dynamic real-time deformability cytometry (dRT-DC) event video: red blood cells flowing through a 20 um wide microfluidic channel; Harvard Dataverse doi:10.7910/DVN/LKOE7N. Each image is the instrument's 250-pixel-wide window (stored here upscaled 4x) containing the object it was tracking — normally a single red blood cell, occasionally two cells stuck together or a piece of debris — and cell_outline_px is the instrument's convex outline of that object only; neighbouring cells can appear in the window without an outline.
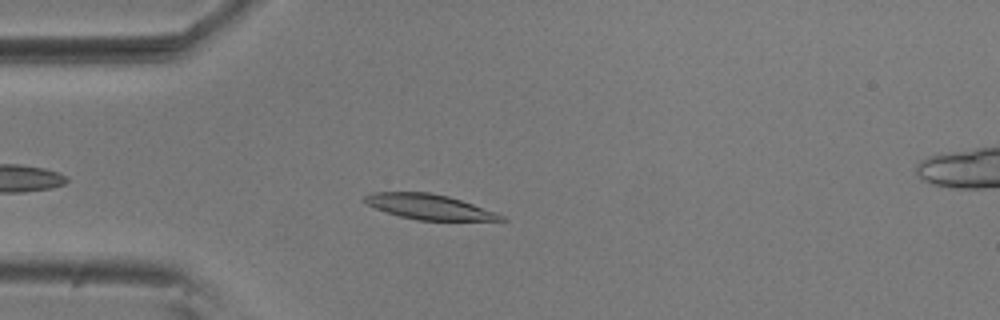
{"species": "common noctule bat (a hibernating species)", "species_latin": "Nyctalus noctula", "temperature_condition": "room temperature", "stored_images_in_passage": 40, "camera_frame_rate_fps": 3000, "um_per_image_px": 0.085, "animal": {"sex": "male", "body_mass_g": 20.5, "forearm_length_mm": 52.5}, "frame": {"image": 1, "passage_image": 6, "time_ms": 1.667, "image_size_px": [1000, 320], "cell_outline_px": [[508, 220], [416, 220], [400, 216], [376, 208], [360, 200], [364, 196], [372, 192], [428, 192], [448, 196], [496, 212], [504, 216]], "centroid_in_image_um": [36.44, 17.57], "position_along_channel_um": 48.6, "area_um2": 19.71}}
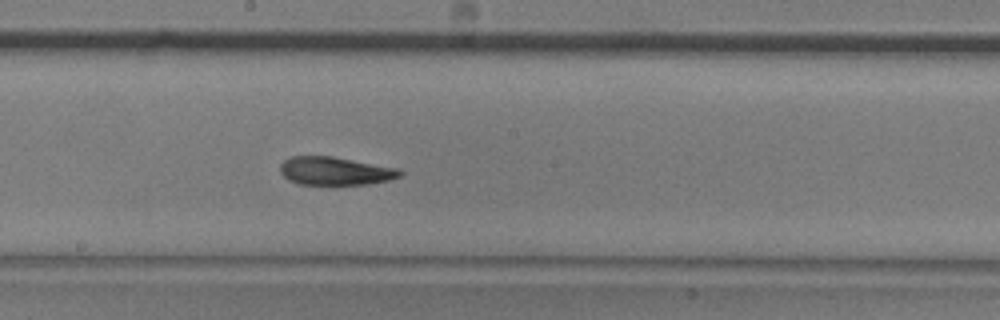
{"frame": {"image": 2, "passage_image": 21, "time_ms": 6.667, "image_size_px": [1000, 320], "cell_outline_px": [[404, 172], [400, 176], [388, 180], [368, 184], [300, 184], [288, 180], [280, 172], [280, 164], [284, 160], [292, 156], [332, 156], [400, 168]], "centroid_in_image_um": [28.5, 14.52], "position_along_channel_um": 219.7, "area_um2": 19.71}}
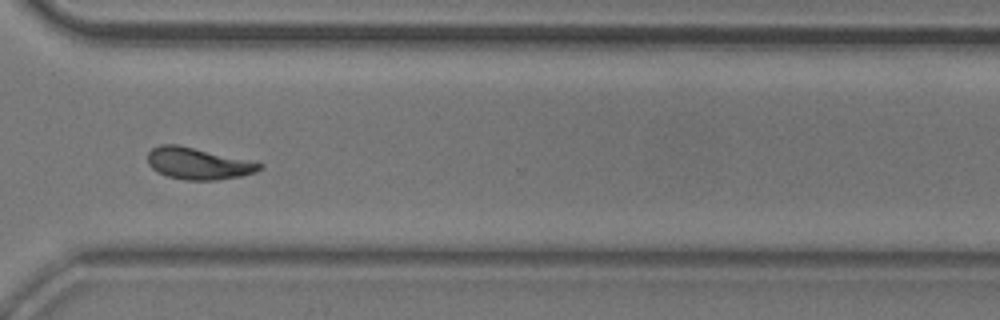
{"frame": {"image": 3, "passage_image": 32, "time_ms": 10.333, "image_size_px": [1000, 320], "cell_outline_px": [[264, 168], [256, 172], [240, 176], [216, 180], [184, 180], [168, 176], [156, 172], [148, 164], [148, 152], [152, 148], [160, 144], [180, 144], [264, 164]], "centroid_in_image_um": [16.82, 13.89], "position_along_channel_um": 353.8, "area_um2": 20.75}, "authors_computed_cell_mechanics": {"area_um2": 20.3456, "velocity_mm_per_s": 3.6647, "shape_relaxation_time_tau1_ms": 4.6195, "shape_relaxation_time_tau2_ms": 4.0887, "deformation_change_tau1": 0.1649, "deformation_change_tau2": 0.0774}}